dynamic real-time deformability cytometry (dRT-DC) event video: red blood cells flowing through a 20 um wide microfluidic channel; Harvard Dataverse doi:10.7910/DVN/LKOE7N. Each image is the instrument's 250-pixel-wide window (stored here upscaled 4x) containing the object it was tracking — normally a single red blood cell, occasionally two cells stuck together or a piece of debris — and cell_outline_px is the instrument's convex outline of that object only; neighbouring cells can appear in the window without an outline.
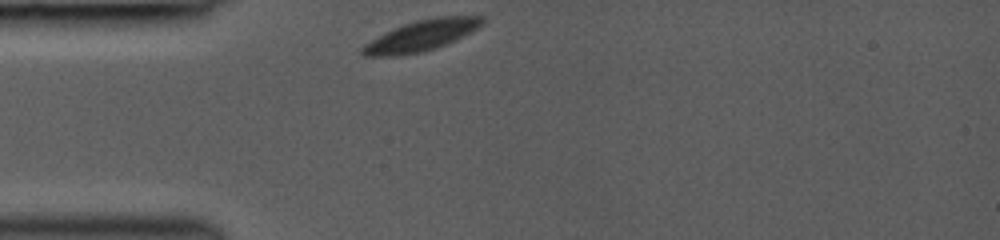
{"species": "common noctule bat (a hibernating species)", "species_latin": "Nyctalus noctula", "temperature_condition": "room temperature", "stored_images_in_passage": 29, "camera_frame_rate_fps": 3000, "um_per_image_px": 0.085, "animal": {"sex": "female", "body_mass_g": 19.0, "forearm_length_mm": 53.3}, "frame": {"image": 1, "passage_image": 1, "time_ms": 0.0, "image_size_px": [1000, 240], "cell_outline_px": [[484, 24], [436, 48], [420, 52], [396, 56], [364, 56], [360, 52], [360, 48], [364, 44], [384, 32], [404, 24], [416, 20], [436, 16], [484, 16]], "centroid_in_image_um": [35.75, 3.02], "position_along_channel_um": 49.3, "area_um2": 21.21}}
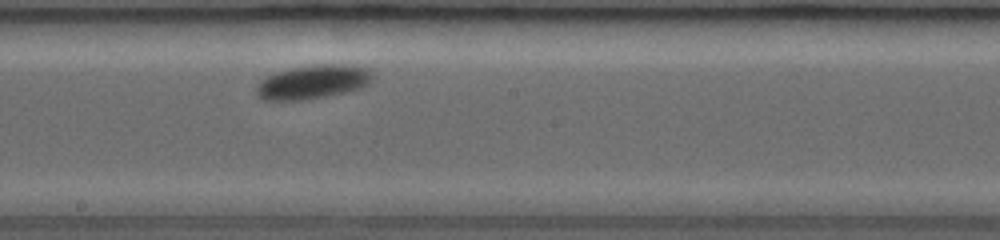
{"frame": {"image": 2, "passage_image": 15, "time_ms": 4.667, "image_size_px": [1000, 240], "cell_outline_px": [[376, 76], [368, 84], [360, 88], [344, 92], [324, 96], [300, 100], [264, 100], [256, 92], [256, 84], [260, 80], [272, 72], [292, 68], [320, 64], [352, 64], [368, 68]], "centroid_in_image_um": [26.61, 6.94], "position_along_channel_um": 221.6, "area_um2": 23.12}}
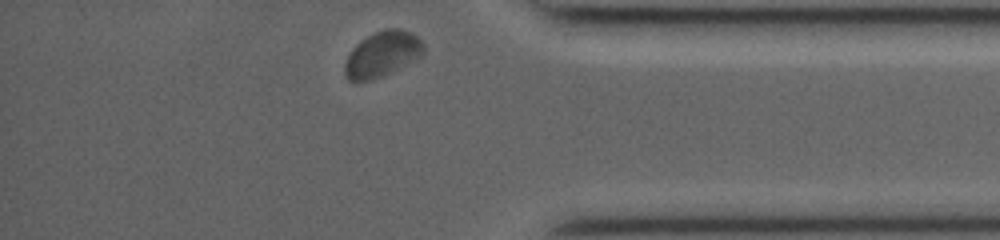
{"frame": {"image": 3, "passage_image": 29, "time_ms": 9.333, "image_size_px": [1000, 240], "cell_outline_px": [[424, 52], [416, 60], [372, 80], [348, 80], [344, 76], [344, 64], [352, 48], [360, 40], [384, 28], [400, 28], [412, 32], [424, 44]], "centroid_in_image_um": [32.49, 4.58], "position_along_channel_um": 402.7, "area_um2": 20.81}, "authors_computed_cell_mechanics": {"area_um2": 21.5016, "velocity_mm_per_s": 3.9802, "shape_relaxation_time_tau1_ms": 1.2227, "shape_relaxation_time_tau2_ms": null, "deformation_change_tau1": 0.0594, "deformation_change_tau2": null}}